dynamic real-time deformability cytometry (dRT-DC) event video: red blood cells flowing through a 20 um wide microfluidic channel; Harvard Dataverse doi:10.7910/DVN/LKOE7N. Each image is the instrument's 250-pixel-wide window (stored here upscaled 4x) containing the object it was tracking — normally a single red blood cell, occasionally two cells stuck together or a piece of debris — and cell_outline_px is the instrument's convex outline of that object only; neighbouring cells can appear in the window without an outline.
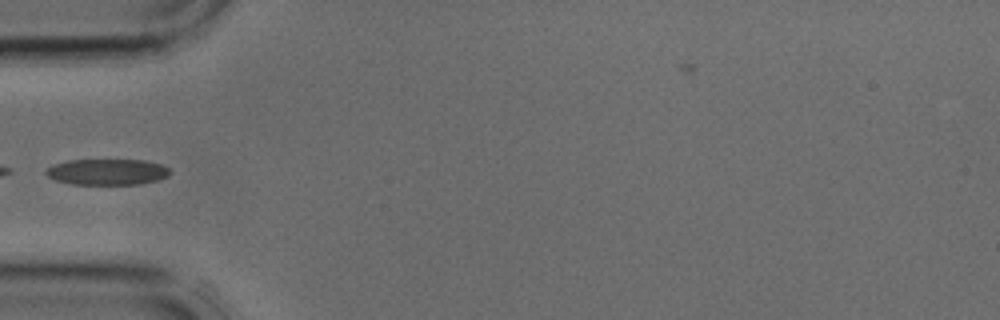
{"species": "common noctule bat (a hibernating species)", "species_latin": "Nyctalus noctula", "temperature_condition": "cold", "stored_images_in_passage": 3, "camera_frame_rate_fps": 3000, "um_per_image_px": 0.085, "animal": {"sex": "male", "body_mass_g": 17.9, "forearm_length_mm": 54.2}, "frame": {"image": 1, "passage_image": 3, "time_ms": 0.667, "image_size_px": [1000, 320], "cell_outline_px": [[172, 172], [168, 176], [156, 180], [140, 184], [72, 184], [56, 180], [48, 176], [44, 172], [52, 164], [68, 160], [144, 160], [160, 164], [168, 168]], "centroid_in_image_um": [9.11, 14.61], "position_along_channel_um": 75.9, "area_um2": 18.73}}